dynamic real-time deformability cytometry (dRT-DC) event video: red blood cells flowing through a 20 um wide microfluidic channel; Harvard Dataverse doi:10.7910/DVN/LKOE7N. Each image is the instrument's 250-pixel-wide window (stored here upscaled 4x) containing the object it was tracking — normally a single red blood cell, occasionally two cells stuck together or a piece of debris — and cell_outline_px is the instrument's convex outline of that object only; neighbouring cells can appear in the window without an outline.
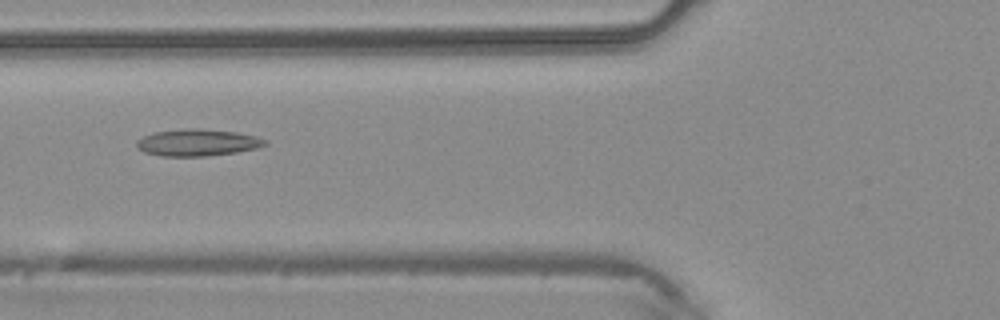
{"species": "common noctule bat (a hibernating species)", "species_latin": "Nyctalus noctula", "temperature_condition": "warm", "stored_images_in_passage": 33, "camera_frame_rate_fps": 3000, "um_per_image_px": 0.085, "animal": {"sex": "male", "body_mass_g": 20.4}, "frame": {"image": 1, "passage_image": 5, "time_ms": 1.333, "image_size_px": [1000, 320], "cell_outline_px": [[268, 144], [256, 148], [236, 152], [208, 156], [160, 156], [144, 152], [136, 148], [136, 140], [152, 132], [184, 128], [196, 128], [236, 132], [256, 136], [268, 140]], "centroid_in_image_um": [16.76, 12.11], "position_along_channel_um": 109.0, "area_um2": 20.29}}
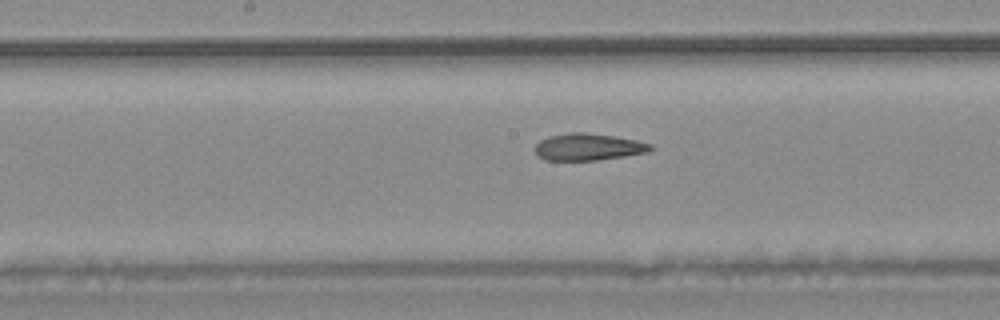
{"frame": {"image": 2, "passage_image": 11, "time_ms": 3.333, "image_size_px": [1000, 320], "cell_outline_px": [[652, 148], [648, 152], [624, 156], [596, 160], [544, 160], [536, 156], [532, 148], [540, 140], [548, 136], [572, 132], [584, 132], [612, 136], [636, 140], [652, 144]], "centroid_in_image_um": [49.92, 12.49], "position_along_channel_um": 198.3, "area_um2": 18.21}}
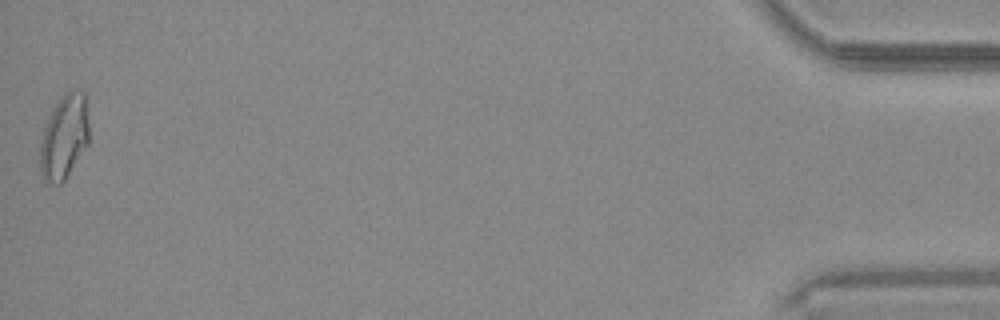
{"frame": {"image": 3, "passage_image": 33, "time_ms": 10.667, "image_size_px": [1000, 320], "cell_outline_px": [[88, 144], [64, 180], [60, 184], [56, 184], [44, 180], [40, 172], [40, 144], [44, 124], [56, 100], [64, 92], [72, 88], [84, 92], [88, 124]], "centroid_in_image_um": [5.43, 11.59], "position_along_channel_um": 429.8, "area_um2": 24.28}}